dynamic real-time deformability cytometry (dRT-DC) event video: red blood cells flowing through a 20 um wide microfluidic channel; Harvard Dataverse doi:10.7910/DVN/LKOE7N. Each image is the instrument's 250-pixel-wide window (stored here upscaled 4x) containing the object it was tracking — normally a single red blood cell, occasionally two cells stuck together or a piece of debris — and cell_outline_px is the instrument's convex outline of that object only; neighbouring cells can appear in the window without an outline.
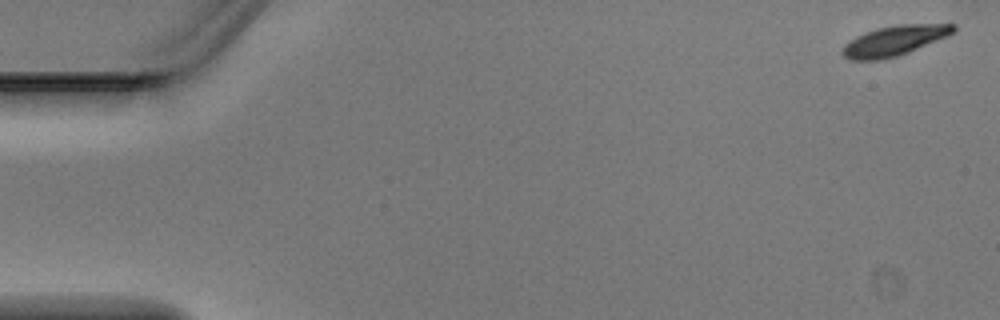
{"species": "Egyptian fruit bat (a non-hibernating species)", "species_latin": "Rousettus aegyptiacus", "temperature_condition": "warm", "stored_images_in_passage": 5, "camera_frame_rate_fps": 3000, "um_per_image_px": 0.085, "animal": {"sex": "male"}, "frame": {"image": 1, "passage_image": 1, "time_ms": 0.0, "image_size_px": [1000, 320], "cell_outline_px": [[956, 28], [952, 32], [944, 36], [908, 52], [896, 56], [880, 60], [848, 60], [840, 52], [844, 44], [856, 36], [864, 32], [876, 28], [900, 24], [956, 24]], "centroid_in_image_um": [75.92, 3.46], "position_along_channel_um": 9.1, "area_um2": 19.13}}
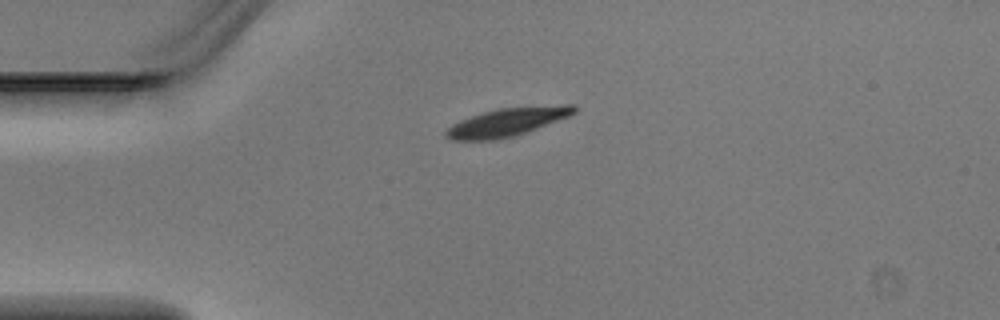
{"frame": {"image": 2, "passage_image": 4, "time_ms": 1.0, "image_size_px": [1000, 320], "cell_outline_px": [[580, 108], [576, 112], [568, 116], [536, 128], [512, 136], [496, 140], [452, 140], [444, 136], [444, 132], [452, 124], [460, 120], [496, 108], [564, 104], [576, 104]], "centroid_in_image_um": [43.13, 10.35], "position_along_channel_um": 41.9, "area_um2": 21.04}}